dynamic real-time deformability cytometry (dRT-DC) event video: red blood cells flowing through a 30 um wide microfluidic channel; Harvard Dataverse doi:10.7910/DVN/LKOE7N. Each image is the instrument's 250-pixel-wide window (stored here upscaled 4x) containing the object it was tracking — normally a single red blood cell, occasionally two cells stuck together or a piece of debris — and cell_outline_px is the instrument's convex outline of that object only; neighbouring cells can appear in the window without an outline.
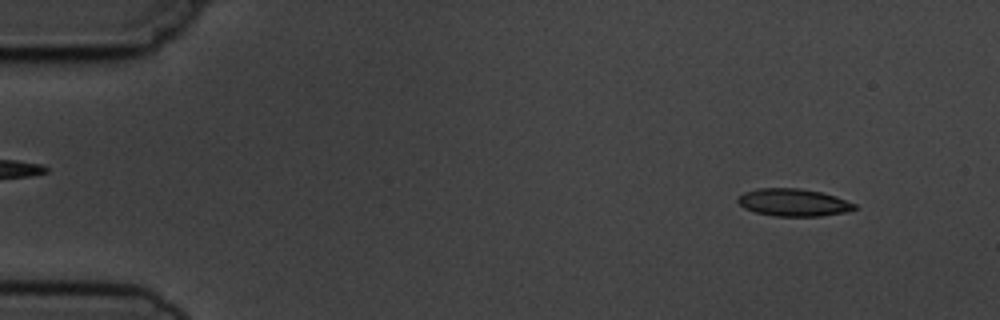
{"species": "common noctule bat (a hibernating species)", "species_latin": "Nyctalus noctula", "temperature_condition": "cold", "stored_images_in_passage": 4, "camera_frame_rate_fps": 3000, "um_per_image_px": 0.085, "animal": {"sex": "male", "body_mass_g": 19.5, "forearm_length_mm": 54.6}, "frame": {"image": 1, "passage_image": 1, "time_ms": 0.0, "image_size_px": [1000, 320], "cell_outline_px": [[856, 208], [844, 212], [820, 216], [776, 216], [756, 212], [744, 208], [736, 200], [736, 196], [744, 192], [756, 188], [800, 188], [820, 192], [836, 196], [856, 204]], "centroid_in_image_um": [67.4, 17.2], "position_along_channel_um": 17.6, "area_um2": 18.67}}
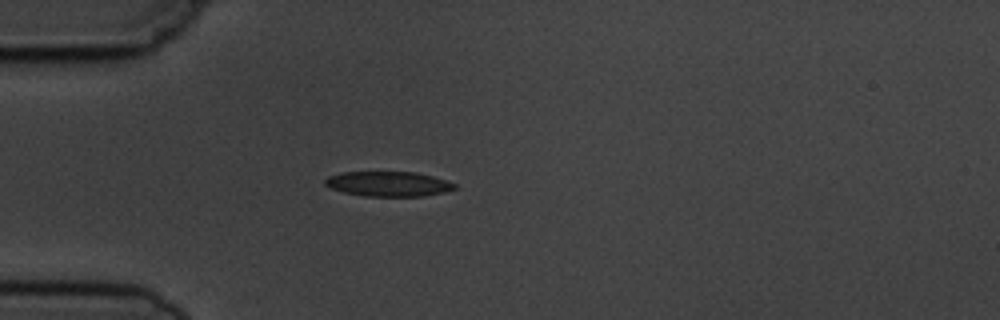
{"frame": {"image": 2, "passage_image": 3, "time_ms": 3.333, "image_size_px": [1000, 320], "cell_outline_px": [[456, 188], [444, 192], [424, 196], [364, 196], [344, 192], [332, 188], [324, 184], [324, 180], [328, 176], [344, 172], [416, 172], [432, 176], [456, 184]], "centroid_in_image_um": [33.0, 15.63], "position_along_channel_um": 52.0, "area_um2": 18.67}}